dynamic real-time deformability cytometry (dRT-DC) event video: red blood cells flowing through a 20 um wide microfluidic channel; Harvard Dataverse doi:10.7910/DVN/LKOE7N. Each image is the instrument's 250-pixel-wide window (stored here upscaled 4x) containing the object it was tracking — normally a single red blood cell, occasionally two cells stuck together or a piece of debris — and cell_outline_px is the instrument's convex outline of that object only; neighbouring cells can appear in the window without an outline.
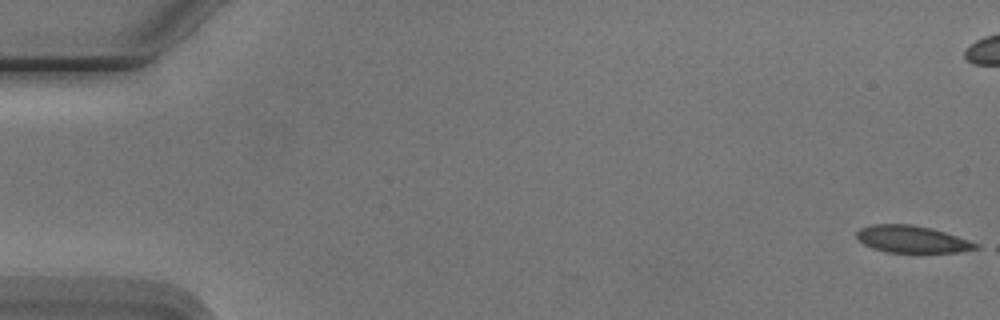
{"species": "Egyptian fruit bat (a non-hibernating species)", "species_latin": "Rousettus aegyptiacus", "temperature_condition": "cold", "stored_images_in_passage": 7, "camera_frame_rate_fps": 3000, "um_per_image_px": 0.085, "animal": {"sex": "male"}, "frame": {"image": 1, "passage_image": 1, "time_ms": 0.0, "image_size_px": [1000, 320], "cell_outline_px": [[980, 248], [960, 252], [888, 252], [872, 248], [864, 244], [856, 236], [856, 232], [860, 228], [872, 224], [912, 224], [932, 228], [980, 244]], "centroid_in_image_um": [77.53, 20.33], "position_along_channel_um": 7.5, "area_um2": 18.73}}